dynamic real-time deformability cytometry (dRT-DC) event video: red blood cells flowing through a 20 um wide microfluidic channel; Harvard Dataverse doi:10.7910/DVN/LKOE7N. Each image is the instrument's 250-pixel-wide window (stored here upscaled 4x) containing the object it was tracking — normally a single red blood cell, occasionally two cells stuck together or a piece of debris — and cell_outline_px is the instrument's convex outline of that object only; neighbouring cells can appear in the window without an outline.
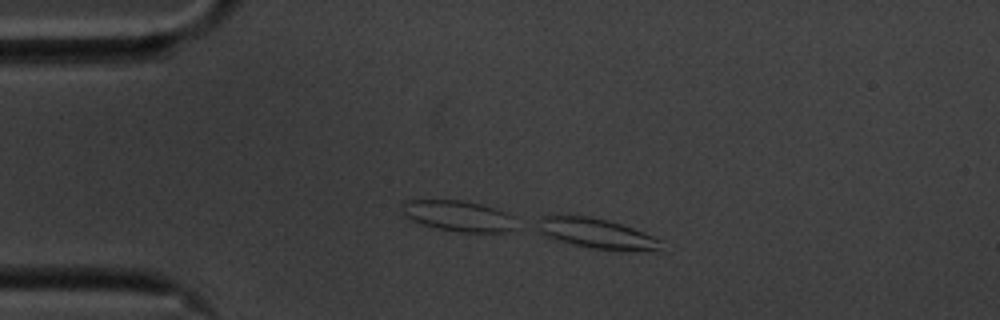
{"species": "common noctule bat (a hibernating species)", "species_latin": "Nyctalus noctula", "temperature_condition": "cold", "stored_images_in_passage": 11, "camera_frame_rate_fps": 3000, "um_per_image_px": 0.085, "animal": {"sex": "male", "body_mass_g": 20.1, "forearm_length_mm": 53.5}, "frame": {"image": 1, "passage_image": 11, "time_ms": 3.333, "image_size_px": [1000, 320], "cell_outline_px": [[664, 252], [656, 252], [588, 248], [556, 240], [540, 232], [540, 220], [544, 216], [588, 216], [608, 220], [632, 228], [664, 240]], "centroid_in_image_um": [50.9, 19.89], "position_along_channel_um": 34.1, "area_um2": 21.68}}